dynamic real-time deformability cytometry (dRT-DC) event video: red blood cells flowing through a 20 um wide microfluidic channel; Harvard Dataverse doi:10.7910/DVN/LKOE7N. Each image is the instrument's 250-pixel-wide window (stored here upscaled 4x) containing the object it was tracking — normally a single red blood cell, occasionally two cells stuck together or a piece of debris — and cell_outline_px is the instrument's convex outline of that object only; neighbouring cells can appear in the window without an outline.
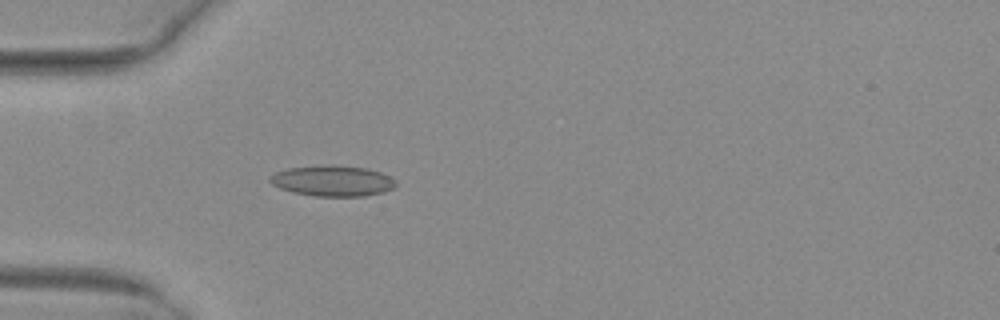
{"species": "common noctule bat (a hibernating species)", "species_latin": "Nyctalus noctula", "temperature_condition": "warm", "stored_images_in_passage": 40, "camera_frame_rate_fps": 3000, "um_per_image_px": 0.085, "animal": {"sex": "female", "body_mass_g": 29.2, "forearm_length_mm": 56.3}, "frame": {"image": 1, "passage_image": 8, "time_ms": 2.333, "image_size_px": [1000, 320], "cell_outline_px": [[396, 184], [392, 188], [384, 192], [364, 196], [316, 196], [292, 192], [280, 188], [272, 184], [268, 180], [268, 176], [276, 172], [288, 168], [320, 164], [336, 164], [368, 168], [392, 176], [396, 180]], "centroid_in_image_um": [28.27, 15.35], "position_along_channel_um": 56.7, "area_um2": 23.0}}
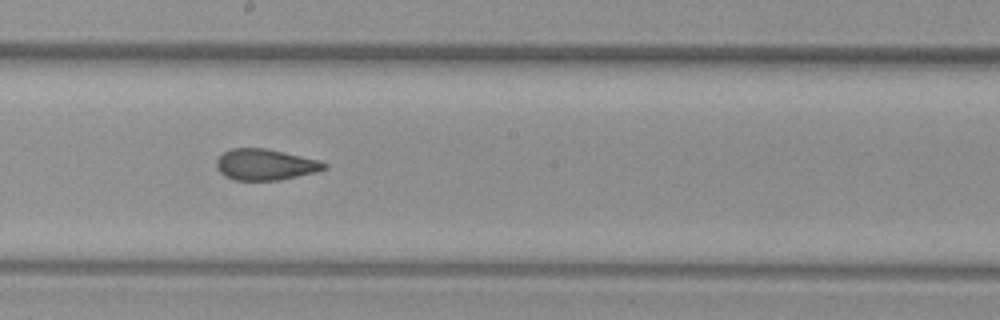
{"frame": {"image": 2, "passage_image": 21, "time_ms": 6.667, "image_size_px": [1000, 320], "cell_outline_px": [[328, 168], [316, 172], [280, 180], [232, 180], [224, 176], [216, 168], [216, 160], [224, 152], [232, 148], [264, 148], [284, 152], [320, 160], [328, 164]], "centroid_in_image_um": [22.56, 13.99], "position_along_channel_um": 225.6, "area_um2": 19.65}}
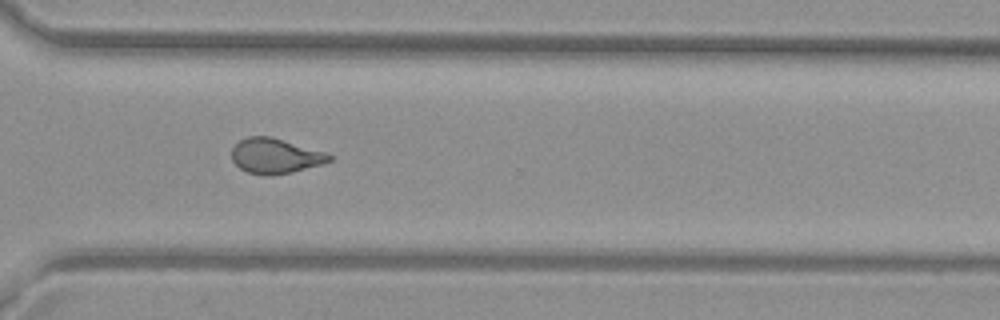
{"frame": {"image": 3, "passage_image": 30, "time_ms": 9.667, "image_size_px": [1000, 320], "cell_outline_px": [[332, 160], [324, 164], [292, 172], [272, 176], [264, 176], [248, 172], [240, 168], [232, 160], [232, 148], [240, 140], [248, 136], [272, 136], [324, 152], [332, 156]], "centroid_in_image_um": [23.4, 13.26], "position_along_channel_um": 347.2, "area_um2": 20.06}, "authors_computed_cell_mechanics": {"area_um2": 20.3745, "velocity_mm_per_s": 4.0554, "shape_relaxation_time_tau1_ms": null, "shape_relaxation_time_tau2_ms": 1.5821, "deformation_change_tau1": null, "deformation_change_tau2": 0.0805}}